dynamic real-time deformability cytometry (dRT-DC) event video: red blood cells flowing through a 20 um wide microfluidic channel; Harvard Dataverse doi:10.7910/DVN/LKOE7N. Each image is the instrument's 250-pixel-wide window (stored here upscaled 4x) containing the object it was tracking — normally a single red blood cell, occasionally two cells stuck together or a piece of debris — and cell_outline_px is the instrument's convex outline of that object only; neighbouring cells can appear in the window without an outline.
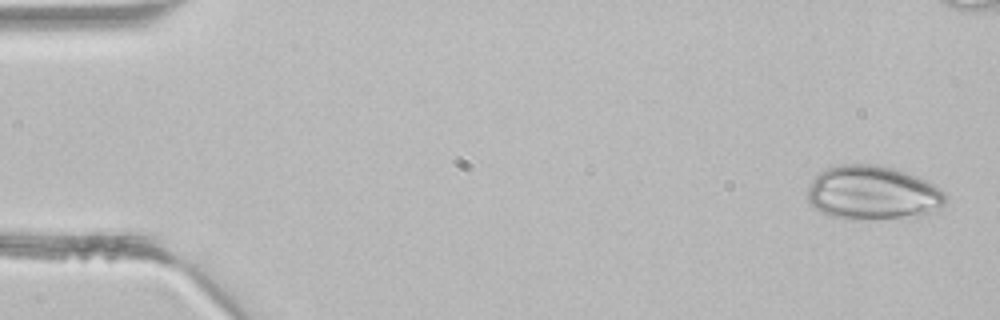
{"species": "common noctule bat (a hibernating species)", "species_latin": "Nyctalus noctula", "temperature_condition": "room temperature", "stored_images_in_passage": 4, "camera_frame_rate_fps": 3000, "um_per_image_px": 0.085, "animal": {"sex": "male", "body_mass_g": 21.5, "forearm_length_mm": 52.0}, "frame": {"image": 1, "passage_image": 4, "time_ms": 1.0, "image_size_px": [1000, 320], "cell_outline_px": [[948, 200], [940, 212], [920, 220], [852, 220], [832, 216], [816, 208], [808, 200], [808, 184], [820, 172], [828, 168], [840, 164], [876, 164], [892, 168], [916, 176], [940, 188], [948, 196]], "centroid_in_image_um": [74.32, 16.47], "position_along_channel_um": 10.7, "area_um2": 45.03}}